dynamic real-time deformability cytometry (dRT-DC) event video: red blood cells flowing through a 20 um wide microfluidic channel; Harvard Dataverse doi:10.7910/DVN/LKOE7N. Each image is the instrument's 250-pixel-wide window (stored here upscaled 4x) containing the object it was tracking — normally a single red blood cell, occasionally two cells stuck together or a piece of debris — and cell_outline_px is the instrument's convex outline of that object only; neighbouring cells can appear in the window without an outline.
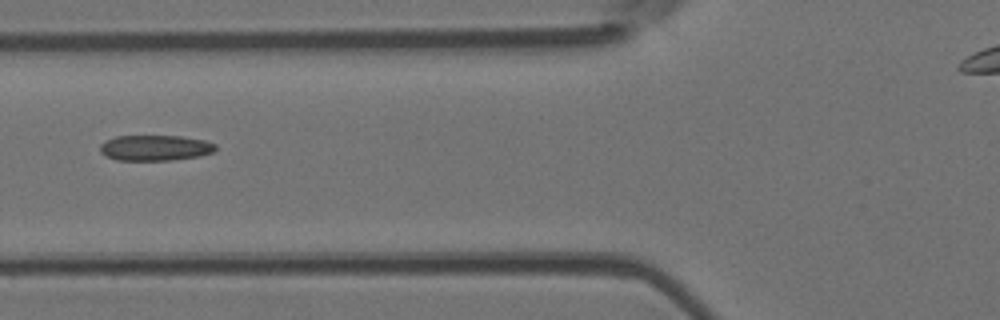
{"species": "Egyptian fruit bat (a non-hibernating species)", "species_latin": "Rousettus aegyptiacus", "temperature_condition": "room temperature", "stored_images_in_passage": 5, "camera_frame_rate_fps": 3000, "um_per_image_px": 0.085, "animal": {"sex": "female"}, "frame": {"image": 1, "passage_image": 5, "time_ms": 5.333, "image_size_px": [1000, 320], "cell_outline_px": [[216, 148], [212, 152], [200, 156], [172, 160], [116, 160], [104, 156], [100, 152], [100, 144], [116, 136], [180, 136], [204, 140], [216, 144]], "centroid_in_image_um": [13.17, 12.57], "position_along_channel_um": 112.6, "area_um2": 17.22}}